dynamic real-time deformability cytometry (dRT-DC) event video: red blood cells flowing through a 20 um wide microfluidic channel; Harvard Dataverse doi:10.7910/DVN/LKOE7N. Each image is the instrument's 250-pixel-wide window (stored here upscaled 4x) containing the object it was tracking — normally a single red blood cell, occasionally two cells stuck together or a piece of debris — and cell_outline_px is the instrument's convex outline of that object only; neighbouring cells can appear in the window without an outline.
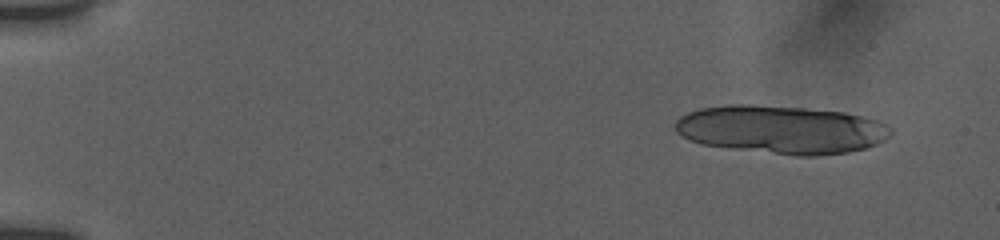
{"species": "human", "species_latin": "Homo sapiens", "temperature_condition": "room temperature", "stored_images_in_passage": 15, "camera_frame_rate_fps": 3000, "um_per_image_px": 0.085, "donor": {"sex": "female"}, "frame": {"image": 1, "passage_image": 2, "time_ms": 0.333, "image_size_px": [1000, 240], "cell_outline_px": [[892, 132], [884, 140], [876, 144], [864, 148], [848, 152], [816, 156], [796, 156], [700, 144], [688, 140], [680, 136], [676, 132], [676, 120], [680, 116], [688, 112], [700, 108], [728, 104], [752, 104], [804, 108], [844, 112], [876, 120], [888, 124], [892, 128]], "centroid_in_image_um": [66.38, 11.01], "position_along_channel_um": 18.6, "area_um2": 60.75}}